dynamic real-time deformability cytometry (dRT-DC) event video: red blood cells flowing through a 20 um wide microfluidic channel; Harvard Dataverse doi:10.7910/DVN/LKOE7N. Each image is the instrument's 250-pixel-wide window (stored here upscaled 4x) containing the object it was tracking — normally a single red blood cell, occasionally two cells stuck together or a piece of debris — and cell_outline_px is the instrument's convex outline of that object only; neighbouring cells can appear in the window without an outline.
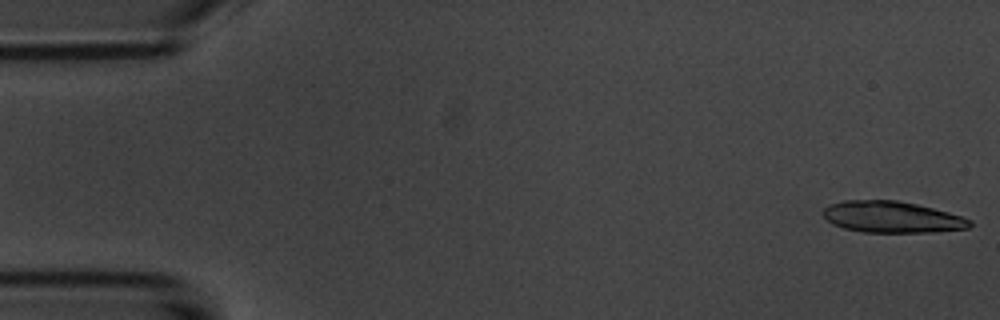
{"species": "common noctule bat (a hibernating species)", "species_latin": "Nyctalus noctula", "temperature_condition": "room temperature", "stored_images_in_passage": 4, "camera_frame_rate_fps": 3000, "um_per_image_px": 0.085, "animal": {"sex": "male", "body_mass_g": 20.1, "forearm_length_mm": 53.5}, "frame": {"image": 1, "passage_image": 1, "time_ms": 0.0, "image_size_px": [1000, 320], "cell_outline_px": [[972, 224], [968, 228], [932, 232], [864, 232], [844, 228], [832, 224], [824, 216], [824, 208], [828, 204], [844, 200], [896, 200], [916, 204], [948, 212], [972, 220]], "centroid_in_image_um": [75.8, 18.44], "position_along_channel_um": 9.2, "area_um2": 26.7}}